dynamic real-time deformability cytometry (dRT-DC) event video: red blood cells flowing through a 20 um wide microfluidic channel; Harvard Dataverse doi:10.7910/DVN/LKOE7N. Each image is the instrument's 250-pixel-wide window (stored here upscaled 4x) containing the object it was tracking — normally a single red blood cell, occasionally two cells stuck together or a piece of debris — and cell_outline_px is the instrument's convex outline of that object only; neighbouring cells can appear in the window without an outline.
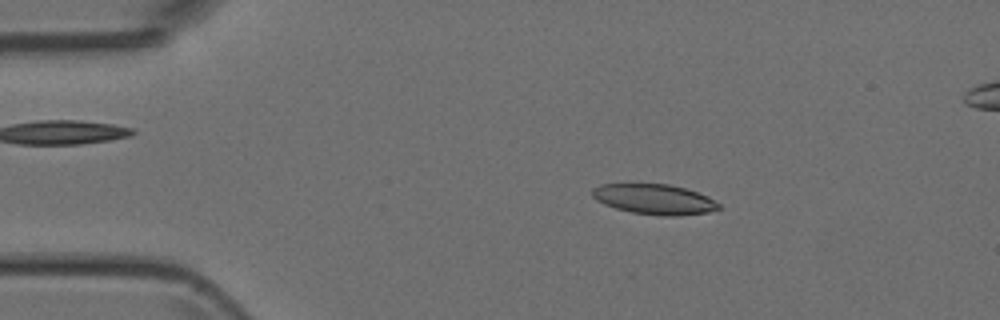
{"species": "Egyptian fruit bat (a non-hibernating species)", "species_latin": "Rousettus aegyptiacus", "temperature_condition": "room temperature", "stored_images_in_passage": 45, "camera_frame_rate_fps": 3000, "um_per_image_px": 0.085, "animal": {"sex": "female"}, "frame": {"image": 1, "passage_image": 8, "time_ms": 2.333, "image_size_px": [1000, 320], "cell_outline_px": [[720, 208], [708, 212], [676, 216], [660, 216], [632, 212], [616, 208], [604, 204], [596, 200], [592, 196], [592, 188], [600, 184], [668, 184], [684, 188], [708, 196], [720, 204]], "centroid_in_image_um": [55.61, 16.94], "position_along_channel_um": 29.4, "area_um2": 22.2}}
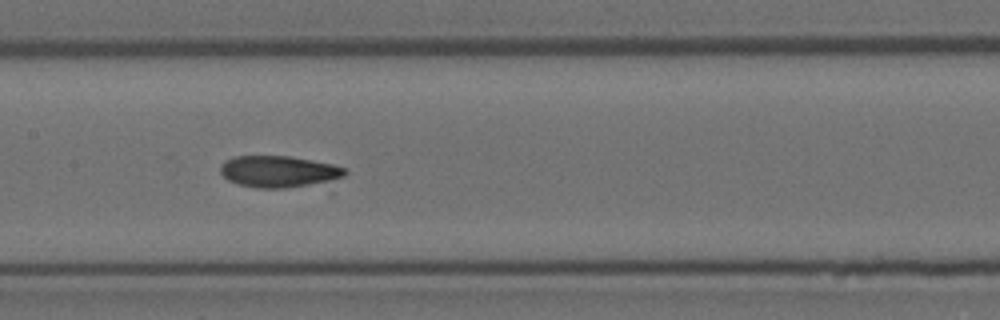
{"frame": {"image": 2, "passage_image": 23, "time_ms": 7.333, "image_size_px": [1000, 320], "cell_outline_px": [[348, 172], [332, 196], [256, 188], [236, 184], [228, 180], [220, 172], [220, 164], [224, 160], [232, 156], [288, 156], [312, 160], [332, 164], [344, 168]], "centroid_in_image_um": [24.13, 14.79], "position_along_channel_um": 183.3, "area_um2": 27.22}}
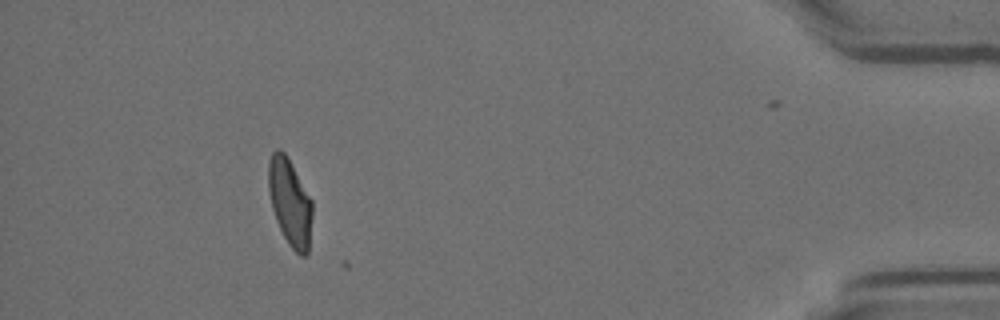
{"frame": {"image": 3, "passage_image": 44, "time_ms": 14.333, "image_size_px": [1000, 320], "cell_outline_px": [[312, 216], [308, 252], [304, 256], [300, 256], [288, 244], [276, 220], [272, 208], [268, 188], [268, 164], [272, 152], [276, 148], [280, 148], [284, 152], [312, 200]], "centroid_in_image_um": [24.64, 17.19], "position_along_channel_um": 410.6, "area_um2": 22.08}}